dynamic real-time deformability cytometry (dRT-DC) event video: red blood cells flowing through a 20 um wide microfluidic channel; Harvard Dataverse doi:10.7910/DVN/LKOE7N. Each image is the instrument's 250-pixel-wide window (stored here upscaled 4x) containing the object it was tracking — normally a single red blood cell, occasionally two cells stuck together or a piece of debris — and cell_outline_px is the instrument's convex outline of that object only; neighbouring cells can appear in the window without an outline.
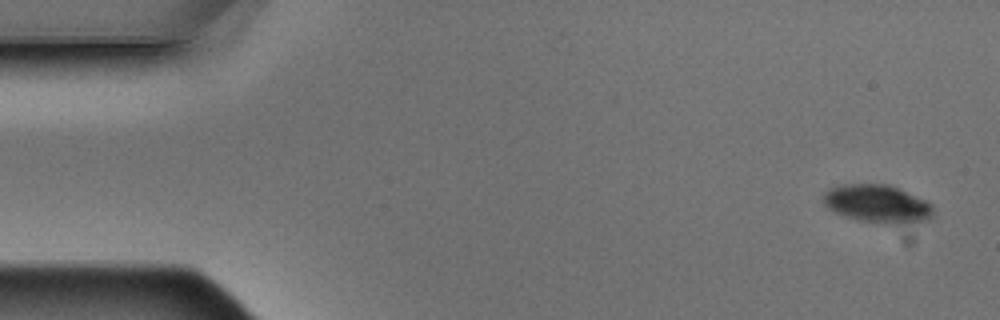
{"species": "Egyptian fruit bat (a non-hibernating species)", "species_latin": "Rousettus aegyptiacus", "temperature_condition": "warm", "stored_images_in_passage": 5, "camera_frame_rate_fps": 3000, "um_per_image_px": 0.085, "animal": {"sex": "male"}, "frame": {"image": 1, "passage_image": 1, "time_ms": 0.0, "image_size_px": [1000, 320], "cell_outline_px": [[932, 216], [924, 220], [900, 224], [888, 224], [860, 220], [844, 216], [828, 208], [824, 204], [824, 192], [832, 188], [844, 184], [888, 184], [924, 200], [932, 204]], "centroid_in_image_um": [74.56, 17.32], "position_along_channel_um": 10.4, "area_um2": 23.87}}
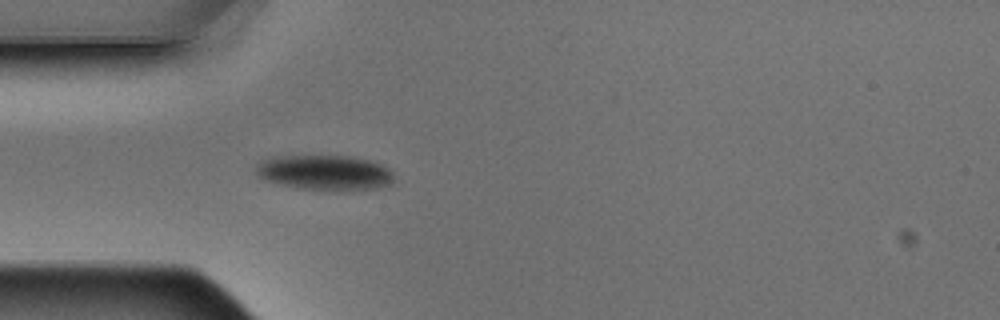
{"frame": {"image": 2, "passage_image": 5, "time_ms": 1.333, "image_size_px": [1000, 320], "cell_outline_px": [[392, 184], [376, 188], [344, 192], [300, 188], [280, 184], [264, 180], [256, 176], [256, 168], [264, 160], [280, 156], [348, 156], [368, 160], [384, 164], [392, 172]], "centroid_in_image_um": [27.65, 14.69], "position_along_channel_um": 57.3, "area_um2": 28.38}}